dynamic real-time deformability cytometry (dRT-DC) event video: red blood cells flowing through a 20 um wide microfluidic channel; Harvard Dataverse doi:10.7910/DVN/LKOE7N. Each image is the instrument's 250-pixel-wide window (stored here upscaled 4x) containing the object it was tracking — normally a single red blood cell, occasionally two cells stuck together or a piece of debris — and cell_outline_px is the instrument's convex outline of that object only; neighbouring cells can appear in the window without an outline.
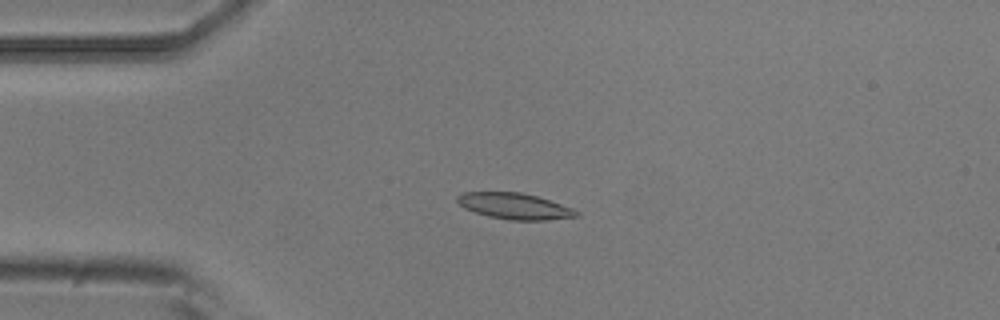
{"species": "common noctule bat (a hibernating species)", "species_latin": "Nyctalus noctula", "temperature_condition": "room temperature", "stored_images_in_passage": 5, "camera_frame_rate_fps": 3000, "um_per_image_px": 0.085, "animal": {"sex": "male", "body_mass_g": 20.5, "forearm_length_mm": 52.5}, "frame": {"image": 1, "passage_image": 4, "time_ms": 1.0, "image_size_px": [1000, 320], "cell_outline_px": [[580, 216], [544, 220], [512, 220], [488, 216], [464, 208], [456, 200], [456, 196], [464, 192], [520, 192], [536, 196], [572, 208], [580, 212]], "centroid_in_image_um": [43.73, 17.52], "position_along_channel_um": 41.3, "area_um2": 17.92}}